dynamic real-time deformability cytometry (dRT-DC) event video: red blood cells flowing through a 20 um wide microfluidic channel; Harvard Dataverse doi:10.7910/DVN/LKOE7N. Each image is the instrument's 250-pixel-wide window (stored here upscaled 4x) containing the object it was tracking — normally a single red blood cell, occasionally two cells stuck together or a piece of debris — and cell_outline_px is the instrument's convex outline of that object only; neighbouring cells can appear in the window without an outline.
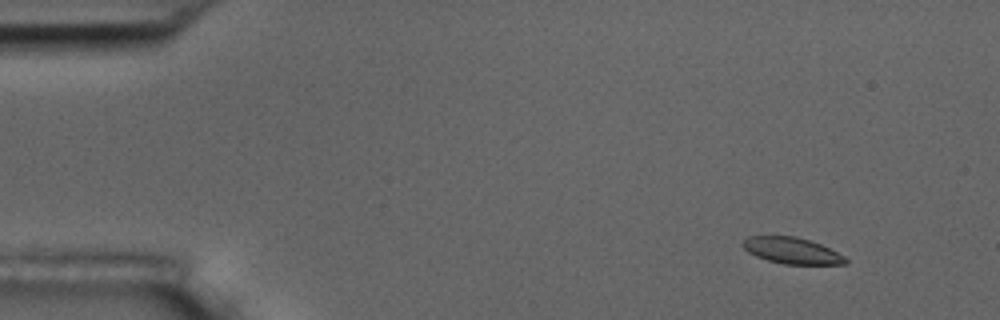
{"species": "common noctule bat (a hibernating species)", "species_latin": "Nyctalus noctula", "temperature_condition": "room temperature", "stored_images_in_passage": 4, "camera_frame_rate_fps": 3000, "um_per_image_px": 0.085, "animal": {"sex": "male", "body_mass_g": 17.5, "forearm_length_mm": 52.3}, "frame": {"image": 1, "passage_image": 1, "time_ms": 0.0, "image_size_px": [1000, 320], "cell_outline_px": [[848, 264], [784, 264], [768, 260], [756, 256], [748, 252], [740, 244], [748, 236], [796, 236], [820, 244], [844, 256], [848, 260]], "centroid_in_image_um": [67.29, 21.3], "position_along_channel_um": 17.7, "area_um2": 15.61}}
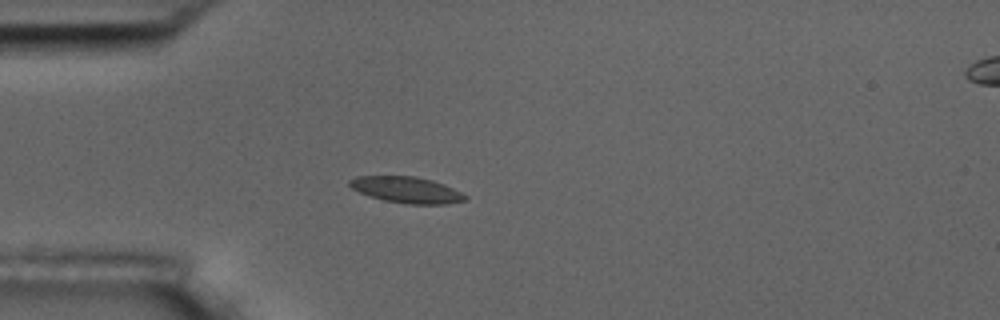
{"frame": {"image": 2, "passage_image": 3, "time_ms": 3.333, "image_size_px": [1000, 320], "cell_outline_px": [[468, 196], [464, 200], [448, 204], [404, 204], [384, 200], [360, 192], [352, 188], [348, 184], [348, 180], [356, 176], [416, 176], [432, 180], [444, 184]], "centroid_in_image_um": [34.55, 16.13], "position_along_channel_um": 50.4, "area_um2": 17.57}}